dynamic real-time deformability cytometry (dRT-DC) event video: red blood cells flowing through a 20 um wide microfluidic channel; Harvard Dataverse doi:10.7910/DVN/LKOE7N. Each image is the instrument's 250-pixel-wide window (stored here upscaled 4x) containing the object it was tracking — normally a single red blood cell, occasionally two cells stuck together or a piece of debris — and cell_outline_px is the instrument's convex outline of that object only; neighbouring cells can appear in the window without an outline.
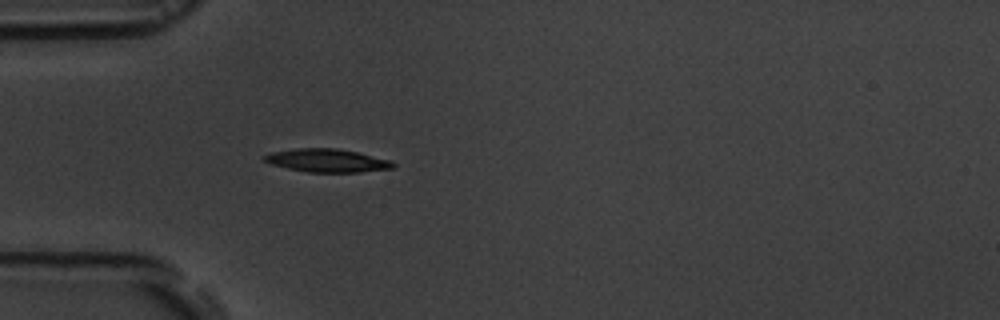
{"species": "common noctule bat (a hibernating species)", "species_latin": "Nyctalus noctula", "temperature_condition": "room temperature", "stored_images_in_passage": 4, "camera_frame_rate_fps": 3000, "um_per_image_px": 0.085, "animal": {"sex": "male", "body_mass_g": 19.5, "forearm_length_mm": 54.6}, "frame": {"image": 1, "passage_image": 4, "time_ms": 3.667, "image_size_px": [1000, 320], "cell_outline_px": [[396, 168], [360, 172], [308, 172], [288, 168], [272, 164], [264, 160], [260, 156], [272, 152], [296, 148], [336, 148], [356, 152], [392, 160], [396, 164]], "centroid_in_image_um": [27.83, 13.64], "position_along_channel_um": 57.2, "area_um2": 17.46}}